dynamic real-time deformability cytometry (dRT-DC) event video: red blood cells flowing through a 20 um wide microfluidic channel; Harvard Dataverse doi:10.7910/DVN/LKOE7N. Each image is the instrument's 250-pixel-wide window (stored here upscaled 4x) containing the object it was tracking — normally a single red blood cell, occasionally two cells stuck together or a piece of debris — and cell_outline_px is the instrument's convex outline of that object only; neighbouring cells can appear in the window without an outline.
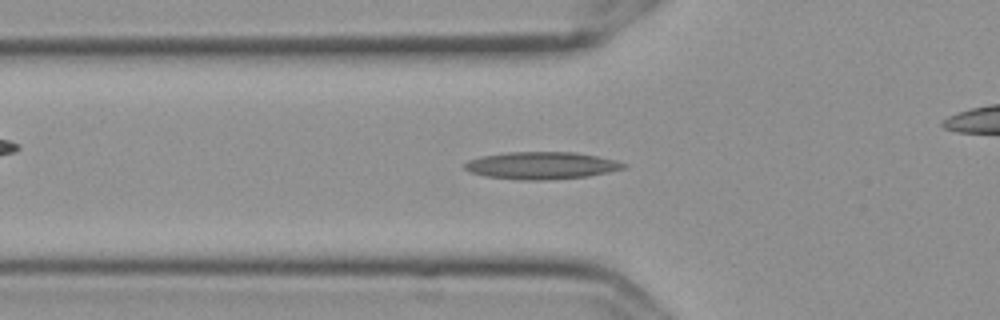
{"species": "Egyptian fruit bat (a non-hibernating species)", "species_latin": "Rousettus aegyptiacus", "temperature_condition": "cold", "stored_images_in_passage": 57, "camera_frame_rate_fps": 3000, "um_per_image_px": 0.085, "frame": {"image": 1, "passage_image": 19, "time_ms": 6.0, "image_size_px": [1000, 320], "cell_outline_px": [[628, 164], [624, 168], [608, 172], [588, 176], [544, 180], [520, 180], [484, 176], [468, 172], [464, 168], [464, 164], [468, 160], [480, 156], [508, 152], [576, 152], [616, 160]], "centroid_in_image_um": [45.98, 14.07], "position_along_channel_um": 79.8, "area_um2": 25.37}}
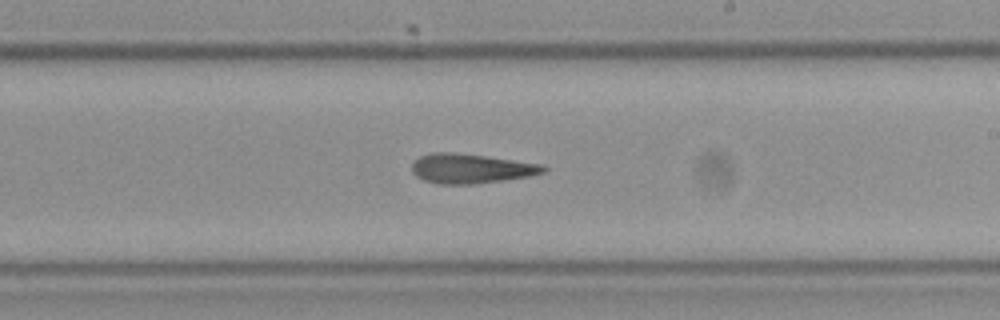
{"frame": {"image": 2, "passage_image": 33, "time_ms": 10.667, "image_size_px": [1000, 320], "cell_outline_px": [[548, 168], [544, 172], [528, 176], [504, 180], [472, 184], [440, 184], [424, 180], [416, 176], [412, 172], [412, 164], [420, 156], [432, 152], [452, 152], [484, 156], [540, 164]], "centroid_in_image_um": [39.99, 14.33], "position_along_channel_um": 249.0, "area_um2": 22.37}}
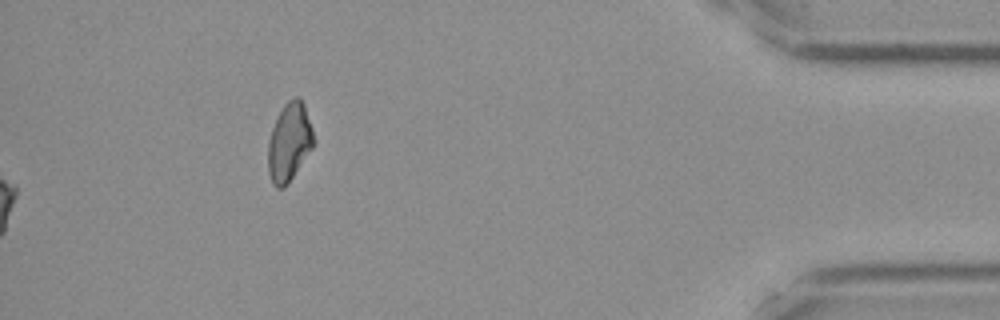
{"frame": {"image": 3, "passage_image": 57, "time_ms": 18.667, "image_size_px": [1000, 320], "cell_outline_px": [[316, 140], [312, 148], [288, 184], [284, 188], [276, 188], [272, 184], [268, 172], [268, 140], [272, 128], [284, 104], [292, 96], [300, 96], [304, 104]], "centroid_in_image_um": [24.59, 12.08], "position_along_channel_um": 410.6, "area_um2": 20.98}, "authors_computed_cell_mechanics": {"area_um2": 22.1952, "velocity_mm_per_s": 3.6054, "shape_relaxation_time_tau1_ms": null, "shape_relaxation_time_tau2_ms": 5.9843, "deformation_change_tau1": null, "deformation_change_tau2": 0.1963}}